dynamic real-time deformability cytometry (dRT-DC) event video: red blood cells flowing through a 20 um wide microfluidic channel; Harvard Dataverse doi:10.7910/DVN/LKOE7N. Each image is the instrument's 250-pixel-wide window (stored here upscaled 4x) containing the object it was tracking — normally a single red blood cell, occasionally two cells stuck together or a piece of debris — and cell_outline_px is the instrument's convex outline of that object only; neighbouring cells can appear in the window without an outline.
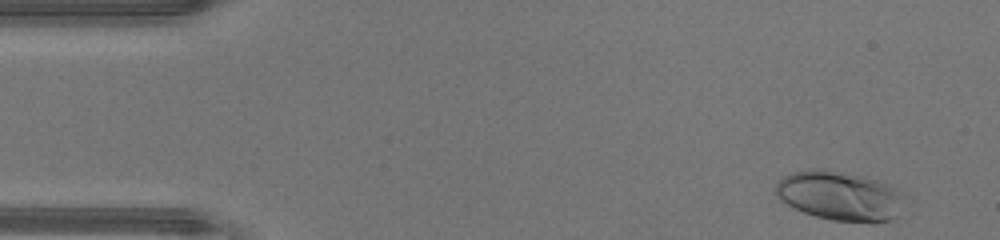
{"species": "human", "species_latin": "Homo sapiens", "temperature_condition": "warm", "stored_images_in_passage": 45, "camera_frame_rate_fps": 3000, "um_per_image_px": 0.085, "donor": {"sex": "male"}, "frame": {"image": 1, "passage_image": 1, "time_ms": 0.0, "image_size_px": [1000, 240], "cell_outline_px": [[900, 192], [896, 216], [892, 220], [872, 224], [832, 220], [816, 216], [804, 212], [788, 204], [776, 192], [776, 184], [784, 176], [792, 172], [808, 168], [820, 168], [864, 176], [888, 184]], "centroid_in_image_um": [71.35, 16.65], "position_along_channel_um": 13.6, "area_um2": 36.53}}
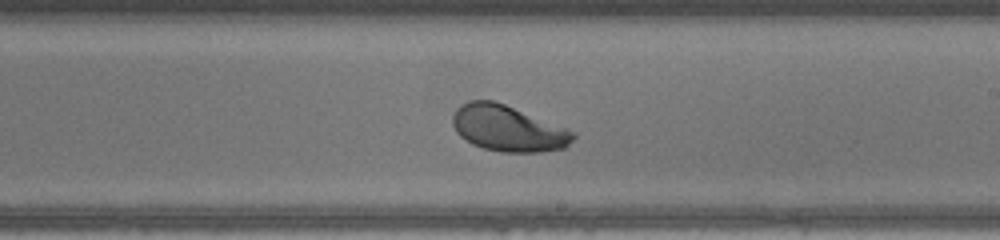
{"frame": {"image": 2, "passage_image": 25, "time_ms": 8.0, "image_size_px": [1000, 240], "cell_outline_px": [[576, 136], [564, 148], [540, 152], [500, 152], [484, 148], [472, 144], [460, 136], [456, 132], [452, 124], [452, 116], [456, 108], [460, 104], [472, 100], [492, 100], [504, 104], [568, 128], [576, 132]], "centroid_in_image_um": [43.17, 10.91], "position_along_channel_um": 245.8, "area_um2": 32.37}}
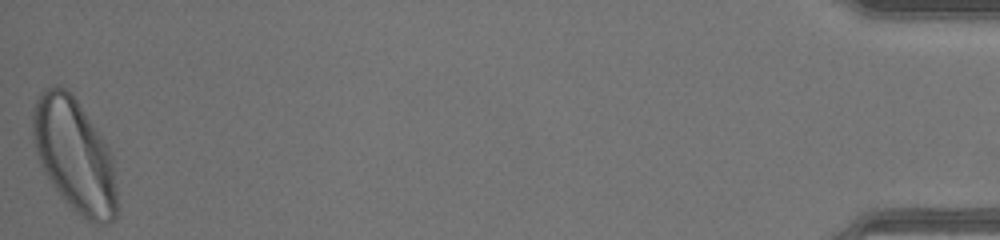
{"frame": {"image": 3, "passage_image": 45, "time_ms": 14.667, "image_size_px": [1000, 240], "cell_outline_px": [[116, 216], [108, 224], [92, 224], [72, 208], [60, 196], [44, 172], [40, 164], [36, 152], [32, 132], [32, 112], [36, 100], [40, 92], [44, 88], [56, 84], [68, 88], [108, 148], [112, 156], [116, 192]], "centroid_in_image_um": [6.29, 13.2], "position_along_channel_um": 428.9, "area_um2": 55.26}, "authors_computed_cell_mechanics": {"area_um2": 33.1194, "velocity_mm_per_s": 4.3371, "shape_relaxation_time_tau1_ms": 2.5896, "shape_relaxation_time_tau2_ms": null, "deformation_change_tau1": 0.174, "deformation_change_tau2": null}}